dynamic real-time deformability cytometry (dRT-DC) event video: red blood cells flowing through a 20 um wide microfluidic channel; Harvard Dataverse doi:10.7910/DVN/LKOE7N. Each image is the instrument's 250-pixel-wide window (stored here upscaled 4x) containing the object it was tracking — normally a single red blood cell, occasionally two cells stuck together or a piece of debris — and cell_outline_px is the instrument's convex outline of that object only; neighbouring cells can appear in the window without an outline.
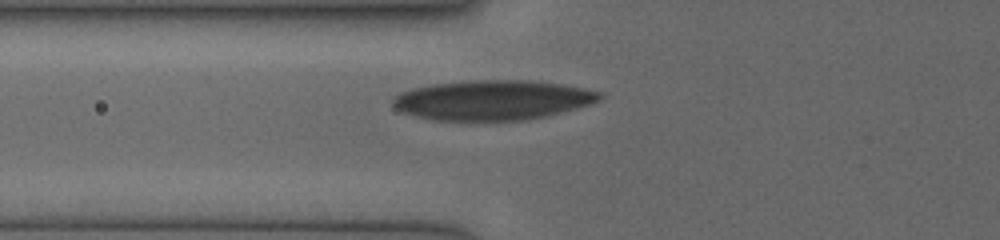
{"species": "human", "species_latin": "Homo sapiens", "temperature_condition": "cold", "stored_images_in_passage": 42, "camera_frame_rate_fps": 3000, "um_per_image_px": 0.085, "donor": {"sex": "female"}, "frame": {"image": 1, "passage_image": 4, "time_ms": 0.667, "image_size_px": [1000, 240], "cell_outline_px": [[604, 96], [600, 100], [592, 104], [548, 116], [524, 120], [432, 120], [400, 112], [392, 104], [392, 100], [400, 92], [412, 88], [432, 84], [464, 80], [528, 80], [560, 84], [584, 88], [604, 92]], "centroid_in_image_um": [41.89, 8.5], "position_along_channel_um": 83.9, "area_um2": 48.38}}
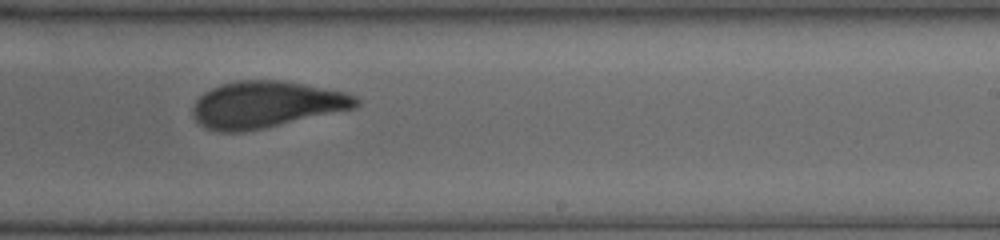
{"frame": {"image": 2, "passage_image": 21, "time_ms": 5.0, "image_size_px": [1000, 240], "cell_outline_px": [[360, 104], [356, 108], [260, 128], [240, 132], [224, 132], [208, 128], [200, 124], [196, 120], [192, 112], [192, 108], [196, 100], [204, 92], [220, 84], [240, 80], [284, 80], [348, 92], [356, 96], [360, 100]], "centroid_in_image_um": [22.65, 8.86], "position_along_channel_um": 266.3, "area_um2": 44.1}}
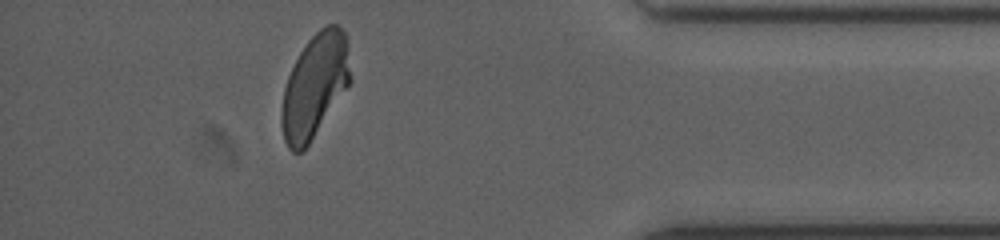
{"frame": {"image": 3, "passage_image": 36, "time_ms": 9.0, "image_size_px": [1000, 240], "cell_outline_px": [[352, 80], [308, 144], [300, 152], [292, 152], [288, 148], [284, 140], [280, 124], [280, 112], [284, 88], [288, 76], [300, 52], [308, 40], [320, 28], [328, 24], [336, 24], [344, 32], [348, 44]], "centroid_in_image_um": [26.74, 7.29], "position_along_channel_um": 408.5, "area_um2": 41.44}}